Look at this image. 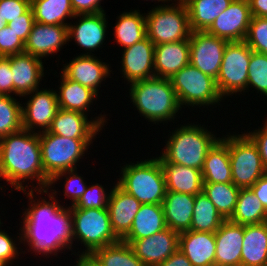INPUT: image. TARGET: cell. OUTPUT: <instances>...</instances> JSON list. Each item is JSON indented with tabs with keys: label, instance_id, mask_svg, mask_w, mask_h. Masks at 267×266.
Here are the masks:
<instances>
[{
	"label": "cell",
	"instance_id": "cell-43",
	"mask_svg": "<svg viewBox=\"0 0 267 266\" xmlns=\"http://www.w3.org/2000/svg\"><path fill=\"white\" fill-rule=\"evenodd\" d=\"M109 187L110 190L101 183L92 184L91 182V185L89 183L84 194L73 206L82 209L107 208L113 186L110 185Z\"/></svg>",
	"mask_w": 267,
	"mask_h": 266
},
{
	"label": "cell",
	"instance_id": "cell-32",
	"mask_svg": "<svg viewBox=\"0 0 267 266\" xmlns=\"http://www.w3.org/2000/svg\"><path fill=\"white\" fill-rule=\"evenodd\" d=\"M166 228L162 204H141L129 233L122 240L142 239Z\"/></svg>",
	"mask_w": 267,
	"mask_h": 266
},
{
	"label": "cell",
	"instance_id": "cell-35",
	"mask_svg": "<svg viewBox=\"0 0 267 266\" xmlns=\"http://www.w3.org/2000/svg\"><path fill=\"white\" fill-rule=\"evenodd\" d=\"M228 220L240 225L260 224L267 221V211L250 188H241L235 210Z\"/></svg>",
	"mask_w": 267,
	"mask_h": 266
},
{
	"label": "cell",
	"instance_id": "cell-31",
	"mask_svg": "<svg viewBox=\"0 0 267 266\" xmlns=\"http://www.w3.org/2000/svg\"><path fill=\"white\" fill-rule=\"evenodd\" d=\"M267 263V221L244 225L241 266H260Z\"/></svg>",
	"mask_w": 267,
	"mask_h": 266
},
{
	"label": "cell",
	"instance_id": "cell-33",
	"mask_svg": "<svg viewBox=\"0 0 267 266\" xmlns=\"http://www.w3.org/2000/svg\"><path fill=\"white\" fill-rule=\"evenodd\" d=\"M233 0H185L191 31H206Z\"/></svg>",
	"mask_w": 267,
	"mask_h": 266
},
{
	"label": "cell",
	"instance_id": "cell-9",
	"mask_svg": "<svg viewBox=\"0 0 267 266\" xmlns=\"http://www.w3.org/2000/svg\"><path fill=\"white\" fill-rule=\"evenodd\" d=\"M151 6L145 13L146 33L154 45L189 40L192 31L184 2Z\"/></svg>",
	"mask_w": 267,
	"mask_h": 266
},
{
	"label": "cell",
	"instance_id": "cell-22",
	"mask_svg": "<svg viewBox=\"0 0 267 266\" xmlns=\"http://www.w3.org/2000/svg\"><path fill=\"white\" fill-rule=\"evenodd\" d=\"M107 205L110 222L115 235L122 240L130 231L141 203L125 192L114 181Z\"/></svg>",
	"mask_w": 267,
	"mask_h": 266
},
{
	"label": "cell",
	"instance_id": "cell-23",
	"mask_svg": "<svg viewBox=\"0 0 267 266\" xmlns=\"http://www.w3.org/2000/svg\"><path fill=\"white\" fill-rule=\"evenodd\" d=\"M244 225L225 220L215 232V265L241 266Z\"/></svg>",
	"mask_w": 267,
	"mask_h": 266
},
{
	"label": "cell",
	"instance_id": "cell-17",
	"mask_svg": "<svg viewBox=\"0 0 267 266\" xmlns=\"http://www.w3.org/2000/svg\"><path fill=\"white\" fill-rule=\"evenodd\" d=\"M251 18L248 0H233L206 32L229 42L245 41Z\"/></svg>",
	"mask_w": 267,
	"mask_h": 266
},
{
	"label": "cell",
	"instance_id": "cell-29",
	"mask_svg": "<svg viewBox=\"0 0 267 266\" xmlns=\"http://www.w3.org/2000/svg\"><path fill=\"white\" fill-rule=\"evenodd\" d=\"M156 154L162 165L167 191L197 195L202 192V172L179 164L168 163L161 155Z\"/></svg>",
	"mask_w": 267,
	"mask_h": 266
},
{
	"label": "cell",
	"instance_id": "cell-28",
	"mask_svg": "<svg viewBox=\"0 0 267 266\" xmlns=\"http://www.w3.org/2000/svg\"><path fill=\"white\" fill-rule=\"evenodd\" d=\"M201 172L203 183H232L228 132L208 151Z\"/></svg>",
	"mask_w": 267,
	"mask_h": 266
},
{
	"label": "cell",
	"instance_id": "cell-37",
	"mask_svg": "<svg viewBox=\"0 0 267 266\" xmlns=\"http://www.w3.org/2000/svg\"><path fill=\"white\" fill-rule=\"evenodd\" d=\"M240 189L233 183H203L202 192L215 205L220 215L228 220L235 210Z\"/></svg>",
	"mask_w": 267,
	"mask_h": 266
},
{
	"label": "cell",
	"instance_id": "cell-24",
	"mask_svg": "<svg viewBox=\"0 0 267 266\" xmlns=\"http://www.w3.org/2000/svg\"><path fill=\"white\" fill-rule=\"evenodd\" d=\"M215 232L185 231L179 233L180 249L193 266H215Z\"/></svg>",
	"mask_w": 267,
	"mask_h": 266
},
{
	"label": "cell",
	"instance_id": "cell-4",
	"mask_svg": "<svg viewBox=\"0 0 267 266\" xmlns=\"http://www.w3.org/2000/svg\"><path fill=\"white\" fill-rule=\"evenodd\" d=\"M189 123L177 124L176 128L167 131L169 134L160 155L168 163L201 170L208 151L221 137L205 124Z\"/></svg>",
	"mask_w": 267,
	"mask_h": 266
},
{
	"label": "cell",
	"instance_id": "cell-50",
	"mask_svg": "<svg viewBox=\"0 0 267 266\" xmlns=\"http://www.w3.org/2000/svg\"><path fill=\"white\" fill-rule=\"evenodd\" d=\"M104 0H71V5L75 15L77 14H97L105 12L101 5Z\"/></svg>",
	"mask_w": 267,
	"mask_h": 266
},
{
	"label": "cell",
	"instance_id": "cell-44",
	"mask_svg": "<svg viewBox=\"0 0 267 266\" xmlns=\"http://www.w3.org/2000/svg\"><path fill=\"white\" fill-rule=\"evenodd\" d=\"M245 42L252 51L267 55V17L252 16Z\"/></svg>",
	"mask_w": 267,
	"mask_h": 266
},
{
	"label": "cell",
	"instance_id": "cell-41",
	"mask_svg": "<svg viewBox=\"0 0 267 266\" xmlns=\"http://www.w3.org/2000/svg\"><path fill=\"white\" fill-rule=\"evenodd\" d=\"M252 88L267 99V55L254 51L249 62L246 93Z\"/></svg>",
	"mask_w": 267,
	"mask_h": 266
},
{
	"label": "cell",
	"instance_id": "cell-48",
	"mask_svg": "<svg viewBox=\"0 0 267 266\" xmlns=\"http://www.w3.org/2000/svg\"><path fill=\"white\" fill-rule=\"evenodd\" d=\"M263 126L261 125L253 129L252 131L247 129L244 132L253 140V142L257 145L259 154L261 156L264 167L267 169V117L263 118Z\"/></svg>",
	"mask_w": 267,
	"mask_h": 266
},
{
	"label": "cell",
	"instance_id": "cell-51",
	"mask_svg": "<svg viewBox=\"0 0 267 266\" xmlns=\"http://www.w3.org/2000/svg\"><path fill=\"white\" fill-rule=\"evenodd\" d=\"M255 196L267 211V173L261 176L251 187Z\"/></svg>",
	"mask_w": 267,
	"mask_h": 266
},
{
	"label": "cell",
	"instance_id": "cell-6",
	"mask_svg": "<svg viewBox=\"0 0 267 266\" xmlns=\"http://www.w3.org/2000/svg\"><path fill=\"white\" fill-rule=\"evenodd\" d=\"M69 208L72 214L71 255L77 250V253H93L120 241L112 229L108 208L82 209L73 205ZM78 244L85 248L82 250L81 246L80 251L76 250Z\"/></svg>",
	"mask_w": 267,
	"mask_h": 266
},
{
	"label": "cell",
	"instance_id": "cell-53",
	"mask_svg": "<svg viewBox=\"0 0 267 266\" xmlns=\"http://www.w3.org/2000/svg\"><path fill=\"white\" fill-rule=\"evenodd\" d=\"M75 261L72 266H102L93 253H73ZM77 255V256H76ZM78 257V258H77Z\"/></svg>",
	"mask_w": 267,
	"mask_h": 266
},
{
	"label": "cell",
	"instance_id": "cell-34",
	"mask_svg": "<svg viewBox=\"0 0 267 266\" xmlns=\"http://www.w3.org/2000/svg\"><path fill=\"white\" fill-rule=\"evenodd\" d=\"M31 8L35 22L42 24L68 26L75 16L71 0H31Z\"/></svg>",
	"mask_w": 267,
	"mask_h": 266
},
{
	"label": "cell",
	"instance_id": "cell-12",
	"mask_svg": "<svg viewBox=\"0 0 267 266\" xmlns=\"http://www.w3.org/2000/svg\"><path fill=\"white\" fill-rule=\"evenodd\" d=\"M23 98L25 99L22 103L23 129L38 134L48 131L59 110L55 88L40 87L22 96L21 100Z\"/></svg>",
	"mask_w": 267,
	"mask_h": 266
},
{
	"label": "cell",
	"instance_id": "cell-56",
	"mask_svg": "<svg viewBox=\"0 0 267 266\" xmlns=\"http://www.w3.org/2000/svg\"><path fill=\"white\" fill-rule=\"evenodd\" d=\"M7 24H8L7 21L3 20V17L0 14V30L3 29L4 27H6Z\"/></svg>",
	"mask_w": 267,
	"mask_h": 266
},
{
	"label": "cell",
	"instance_id": "cell-2",
	"mask_svg": "<svg viewBox=\"0 0 267 266\" xmlns=\"http://www.w3.org/2000/svg\"><path fill=\"white\" fill-rule=\"evenodd\" d=\"M3 179L13 187L11 193L48 188L50 179L42 166L38 133L22 128L0 138V181Z\"/></svg>",
	"mask_w": 267,
	"mask_h": 266
},
{
	"label": "cell",
	"instance_id": "cell-5",
	"mask_svg": "<svg viewBox=\"0 0 267 266\" xmlns=\"http://www.w3.org/2000/svg\"><path fill=\"white\" fill-rule=\"evenodd\" d=\"M134 162L120 164L116 184L141 204H162L167 189L160 160L157 156H150Z\"/></svg>",
	"mask_w": 267,
	"mask_h": 266
},
{
	"label": "cell",
	"instance_id": "cell-45",
	"mask_svg": "<svg viewBox=\"0 0 267 266\" xmlns=\"http://www.w3.org/2000/svg\"><path fill=\"white\" fill-rule=\"evenodd\" d=\"M24 52V42L8 25L0 30V56L7 57Z\"/></svg>",
	"mask_w": 267,
	"mask_h": 266
},
{
	"label": "cell",
	"instance_id": "cell-36",
	"mask_svg": "<svg viewBox=\"0 0 267 266\" xmlns=\"http://www.w3.org/2000/svg\"><path fill=\"white\" fill-rule=\"evenodd\" d=\"M224 221L215 205L203 192L195 195L190 230L216 232Z\"/></svg>",
	"mask_w": 267,
	"mask_h": 266
},
{
	"label": "cell",
	"instance_id": "cell-30",
	"mask_svg": "<svg viewBox=\"0 0 267 266\" xmlns=\"http://www.w3.org/2000/svg\"><path fill=\"white\" fill-rule=\"evenodd\" d=\"M113 35L117 46L124 49L147 37L145 12L136 9L124 10L116 17ZM119 44V45H118Z\"/></svg>",
	"mask_w": 267,
	"mask_h": 266
},
{
	"label": "cell",
	"instance_id": "cell-46",
	"mask_svg": "<svg viewBox=\"0 0 267 266\" xmlns=\"http://www.w3.org/2000/svg\"><path fill=\"white\" fill-rule=\"evenodd\" d=\"M31 7V0H0V14L7 23L19 18Z\"/></svg>",
	"mask_w": 267,
	"mask_h": 266
},
{
	"label": "cell",
	"instance_id": "cell-55",
	"mask_svg": "<svg viewBox=\"0 0 267 266\" xmlns=\"http://www.w3.org/2000/svg\"><path fill=\"white\" fill-rule=\"evenodd\" d=\"M145 1V0H144ZM146 1H151V2H153L154 1V4H157V2H158V6L159 5H166V4H170L169 2H175V0L173 1V0H146ZM156 2V3H155ZM161 2V3H160ZM160 3V4H159Z\"/></svg>",
	"mask_w": 267,
	"mask_h": 266
},
{
	"label": "cell",
	"instance_id": "cell-7",
	"mask_svg": "<svg viewBox=\"0 0 267 266\" xmlns=\"http://www.w3.org/2000/svg\"><path fill=\"white\" fill-rule=\"evenodd\" d=\"M169 80L183 109L187 107L190 109L191 107L190 110L194 111L195 108L196 110L199 108L203 112L205 107L207 110L211 109V107L214 109L213 106L217 108L221 102H224L219 93L216 79L204 74L190 63Z\"/></svg>",
	"mask_w": 267,
	"mask_h": 266
},
{
	"label": "cell",
	"instance_id": "cell-38",
	"mask_svg": "<svg viewBox=\"0 0 267 266\" xmlns=\"http://www.w3.org/2000/svg\"><path fill=\"white\" fill-rule=\"evenodd\" d=\"M93 254L102 266H145L131 246L122 240L96 249Z\"/></svg>",
	"mask_w": 267,
	"mask_h": 266
},
{
	"label": "cell",
	"instance_id": "cell-54",
	"mask_svg": "<svg viewBox=\"0 0 267 266\" xmlns=\"http://www.w3.org/2000/svg\"><path fill=\"white\" fill-rule=\"evenodd\" d=\"M252 16L267 17V0H248Z\"/></svg>",
	"mask_w": 267,
	"mask_h": 266
},
{
	"label": "cell",
	"instance_id": "cell-47",
	"mask_svg": "<svg viewBox=\"0 0 267 266\" xmlns=\"http://www.w3.org/2000/svg\"><path fill=\"white\" fill-rule=\"evenodd\" d=\"M34 23V13L33 9L30 7L24 14H21L19 18L9 22L7 25L17 34V37L25 43Z\"/></svg>",
	"mask_w": 267,
	"mask_h": 266
},
{
	"label": "cell",
	"instance_id": "cell-8",
	"mask_svg": "<svg viewBox=\"0 0 267 266\" xmlns=\"http://www.w3.org/2000/svg\"><path fill=\"white\" fill-rule=\"evenodd\" d=\"M39 140L42 166L49 179L60 172L78 169L82 159L87 154L89 156V147L92 148L93 142L96 141L66 138L48 131L39 133Z\"/></svg>",
	"mask_w": 267,
	"mask_h": 266
},
{
	"label": "cell",
	"instance_id": "cell-14",
	"mask_svg": "<svg viewBox=\"0 0 267 266\" xmlns=\"http://www.w3.org/2000/svg\"><path fill=\"white\" fill-rule=\"evenodd\" d=\"M101 111L104 115L100 112L98 116L95 113V117L88 118L89 115L82 112L59 108L48 132L71 139H96L110 120L105 111Z\"/></svg>",
	"mask_w": 267,
	"mask_h": 266
},
{
	"label": "cell",
	"instance_id": "cell-58",
	"mask_svg": "<svg viewBox=\"0 0 267 266\" xmlns=\"http://www.w3.org/2000/svg\"><path fill=\"white\" fill-rule=\"evenodd\" d=\"M0 266H6L2 261H0Z\"/></svg>",
	"mask_w": 267,
	"mask_h": 266
},
{
	"label": "cell",
	"instance_id": "cell-57",
	"mask_svg": "<svg viewBox=\"0 0 267 266\" xmlns=\"http://www.w3.org/2000/svg\"><path fill=\"white\" fill-rule=\"evenodd\" d=\"M1 184H2V183H0V190H1V192H3L2 190H4L5 188H4V186H2Z\"/></svg>",
	"mask_w": 267,
	"mask_h": 266
},
{
	"label": "cell",
	"instance_id": "cell-19",
	"mask_svg": "<svg viewBox=\"0 0 267 266\" xmlns=\"http://www.w3.org/2000/svg\"><path fill=\"white\" fill-rule=\"evenodd\" d=\"M122 241L131 246L145 266H157L178 249L179 233L167 227L149 237Z\"/></svg>",
	"mask_w": 267,
	"mask_h": 266
},
{
	"label": "cell",
	"instance_id": "cell-20",
	"mask_svg": "<svg viewBox=\"0 0 267 266\" xmlns=\"http://www.w3.org/2000/svg\"><path fill=\"white\" fill-rule=\"evenodd\" d=\"M66 44H69L68 26L35 22L24 43V52L45 61L57 55Z\"/></svg>",
	"mask_w": 267,
	"mask_h": 266
},
{
	"label": "cell",
	"instance_id": "cell-15",
	"mask_svg": "<svg viewBox=\"0 0 267 266\" xmlns=\"http://www.w3.org/2000/svg\"><path fill=\"white\" fill-rule=\"evenodd\" d=\"M228 42L226 39L218 38L206 31H192L189 38V63L204 74L217 79Z\"/></svg>",
	"mask_w": 267,
	"mask_h": 266
},
{
	"label": "cell",
	"instance_id": "cell-11",
	"mask_svg": "<svg viewBox=\"0 0 267 266\" xmlns=\"http://www.w3.org/2000/svg\"><path fill=\"white\" fill-rule=\"evenodd\" d=\"M251 53L252 50L245 41L227 43L216 79L219 93L224 100L233 95L236 97V94L246 95Z\"/></svg>",
	"mask_w": 267,
	"mask_h": 266
},
{
	"label": "cell",
	"instance_id": "cell-13",
	"mask_svg": "<svg viewBox=\"0 0 267 266\" xmlns=\"http://www.w3.org/2000/svg\"><path fill=\"white\" fill-rule=\"evenodd\" d=\"M106 12L97 14H77L74 16V21L69 22L68 36L69 42H73L80 47L82 51L80 55H94L99 49L105 45V40H108L109 21ZM73 23V24H72ZM108 28V29H107ZM99 48V49H98ZM94 52V53H93Z\"/></svg>",
	"mask_w": 267,
	"mask_h": 266
},
{
	"label": "cell",
	"instance_id": "cell-1",
	"mask_svg": "<svg viewBox=\"0 0 267 266\" xmlns=\"http://www.w3.org/2000/svg\"><path fill=\"white\" fill-rule=\"evenodd\" d=\"M57 190L58 188L54 187L43 190H21L28 199V207L22 209L24 211L19 224L22 245L25 246L27 253L30 251L31 255L35 253L34 257L40 255V261L44 257L48 260L50 256L60 258L58 254L71 251L72 214L66 202H59L60 189Z\"/></svg>",
	"mask_w": 267,
	"mask_h": 266
},
{
	"label": "cell",
	"instance_id": "cell-16",
	"mask_svg": "<svg viewBox=\"0 0 267 266\" xmlns=\"http://www.w3.org/2000/svg\"><path fill=\"white\" fill-rule=\"evenodd\" d=\"M70 61L62 65L63 68L60 69V72L69 80L78 82L79 84L86 86L98 95L99 89L106 83V79L112 78L111 73L114 75L111 70V64H108L107 61L94 55H74ZM100 58V59H99ZM105 83H104V82Z\"/></svg>",
	"mask_w": 267,
	"mask_h": 266
},
{
	"label": "cell",
	"instance_id": "cell-18",
	"mask_svg": "<svg viewBox=\"0 0 267 266\" xmlns=\"http://www.w3.org/2000/svg\"><path fill=\"white\" fill-rule=\"evenodd\" d=\"M154 44L148 37L121 52L120 73L124 84L155 77ZM127 82V83H125Z\"/></svg>",
	"mask_w": 267,
	"mask_h": 266
},
{
	"label": "cell",
	"instance_id": "cell-10",
	"mask_svg": "<svg viewBox=\"0 0 267 266\" xmlns=\"http://www.w3.org/2000/svg\"><path fill=\"white\" fill-rule=\"evenodd\" d=\"M239 133L228 132L232 183L239 188H250L267 173V169L263 165L257 145L245 132Z\"/></svg>",
	"mask_w": 267,
	"mask_h": 266
},
{
	"label": "cell",
	"instance_id": "cell-26",
	"mask_svg": "<svg viewBox=\"0 0 267 266\" xmlns=\"http://www.w3.org/2000/svg\"><path fill=\"white\" fill-rule=\"evenodd\" d=\"M59 74L60 76L57 73V76L60 77V79H58L60 83L55 89L59 108L82 112L86 115L92 114L94 111V109L92 110L93 101H95L96 104V100L99 99L98 97L100 96L92 89L73 80H69L61 72H59Z\"/></svg>",
	"mask_w": 267,
	"mask_h": 266
},
{
	"label": "cell",
	"instance_id": "cell-42",
	"mask_svg": "<svg viewBox=\"0 0 267 266\" xmlns=\"http://www.w3.org/2000/svg\"><path fill=\"white\" fill-rule=\"evenodd\" d=\"M2 224L4 223L0 218V261H2L6 266H12L15 265L14 263L17 262V259H19L18 256H21L22 253L25 255L26 253V251H22L23 248L20 247L22 245L21 228L18 230L19 233L17 232L18 235L13 238L10 233L5 231V229H1V227H4Z\"/></svg>",
	"mask_w": 267,
	"mask_h": 266
},
{
	"label": "cell",
	"instance_id": "cell-25",
	"mask_svg": "<svg viewBox=\"0 0 267 266\" xmlns=\"http://www.w3.org/2000/svg\"><path fill=\"white\" fill-rule=\"evenodd\" d=\"M190 61L189 40L154 46L155 77L170 79Z\"/></svg>",
	"mask_w": 267,
	"mask_h": 266
},
{
	"label": "cell",
	"instance_id": "cell-49",
	"mask_svg": "<svg viewBox=\"0 0 267 266\" xmlns=\"http://www.w3.org/2000/svg\"><path fill=\"white\" fill-rule=\"evenodd\" d=\"M0 95L13 96V79L10 70V56H0Z\"/></svg>",
	"mask_w": 267,
	"mask_h": 266
},
{
	"label": "cell",
	"instance_id": "cell-3",
	"mask_svg": "<svg viewBox=\"0 0 267 266\" xmlns=\"http://www.w3.org/2000/svg\"><path fill=\"white\" fill-rule=\"evenodd\" d=\"M127 96L140 117L149 124L168 126L176 122L185 110L179 104L176 92L169 79L153 77L130 83ZM182 113H181V112ZM178 115V117H177ZM177 117V118H176ZM175 121V122H174ZM160 123V124H159Z\"/></svg>",
	"mask_w": 267,
	"mask_h": 266
},
{
	"label": "cell",
	"instance_id": "cell-52",
	"mask_svg": "<svg viewBox=\"0 0 267 266\" xmlns=\"http://www.w3.org/2000/svg\"><path fill=\"white\" fill-rule=\"evenodd\" d=\"M157 266H193L192 263L187 259L185 254L177 249L171 256L168 257L164 262Z\"/></svg>",
	"mask_w": 267,
	"mask_h": 266
},
{
	"label": "cell",
	"instance_id": "cell-39",
	"mask_svg": "<svg viewBox=\"0 0 267 266\" xmlns=\"http://www.w3.org/2000/svg\"><path fill=\"white\" fill-rule=\"evenodd\" d=\"M22 102L17 96L0 95V138L23 128Z\"/></svg>",
	"mask_w": 267,
	"mask_h": 266
},
{
	"label": "cell",
	"instance_id": "cell-40",
	"mask_svg": "<svg viewBox=\"0 0 267 266\" xmlns=\"http://www.w3.org/2000/svg\"><path fill=\"white\" fill-rule=\"evenodd\" d=\"M79 173L80 172H78L77 169H72L60 172L50 179L48 187H55V184H57V182H63L64 186H61L64 191L62 190V192L64 193L63 196L65 198L70 199V203L68 205L69 207L74 205L80 199V197L84 194L86 188L88 187L87 182L84 180L86 178ZM63 179L65 181H62Z\"/></svg>",
	"mask_w": 267,
	"mask_h": 266
},
{
	"label": "cell",
	"instance_id": "cell-27",
	"mask_svg": "<svg viewBox=\"0 0 267 266\" xmlns=\"http://www.w3.org/2000/svg\"><path fill=\"white\" fill-rule=\"evenodd\" d=\"M195 196L167 191L162 202L167 227L177 233L190 230Z\"/></svg>",
	"mask_w": 267,
	"mask_h": 266
},
{
	"label": "cell",
	"instance_id": "cell-21",
	"mask_svg": "<svg viewBox=\"0 0 267 266\" xmlns=\"http://www.w3.org/2000/svg\"><path fill=\"white\" fill-rule=\"evenodd\" d=\"M43 60L29 53L10 55V70L13 79V95L22 97L42 86L43 77L50 72L45 70ZM48 72V74L45 73Z\"/></svg>",
	"mask_w": 267,
	"mask_h": 266
}]
</instances>
